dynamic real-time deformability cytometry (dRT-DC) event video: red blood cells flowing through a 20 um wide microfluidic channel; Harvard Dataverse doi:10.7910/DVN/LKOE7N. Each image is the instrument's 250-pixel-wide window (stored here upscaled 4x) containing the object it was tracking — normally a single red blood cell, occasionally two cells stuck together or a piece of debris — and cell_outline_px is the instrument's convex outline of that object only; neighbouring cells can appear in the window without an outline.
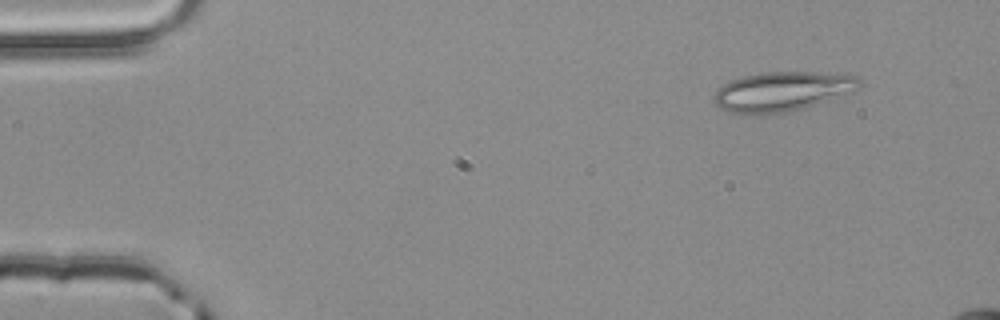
{"species": "common noctule bat (a hibernating species)", "species_latin": "Nyctalus noctula", "temperature_condition": "room temperature", "stored_images_in_passage": 4, "camera_frame_rate_fps": 3000, "um_per_image_px": 0.085, "animal": {"sex": "male", "body_mass_g": 20.4}, "frame": {"image": 1, "passage_image": 1, "time_ms": 0.0, "image_size_px": [1000, 320], "cell_outline_px": [[864, 84], [856, 92], [788, 112], [760, 116], [752, 116], [724, 112], [716, 104], [716, 88], [732, 80], [744, 76], [764, 72], [816, 72], [856, 76]], "centroid_in_image_um": [66.5, 7.8], "position_along_channel_um": 18.5, "area_um2": 34.04}}